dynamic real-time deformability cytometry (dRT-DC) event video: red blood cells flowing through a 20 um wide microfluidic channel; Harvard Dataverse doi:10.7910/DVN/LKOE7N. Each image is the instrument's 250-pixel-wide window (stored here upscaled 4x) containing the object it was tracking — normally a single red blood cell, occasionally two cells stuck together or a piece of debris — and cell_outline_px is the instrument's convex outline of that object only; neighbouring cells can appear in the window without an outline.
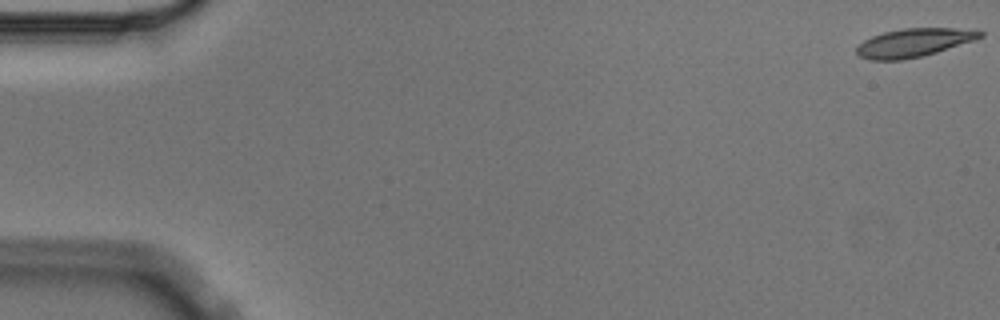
{"species": "Egyptian fruit bat (a non-hibernating species)", "species_latin": "Rousettus aegyptiacus", "temperature_condition": "cold", "stored_images_in_passage": 6, "segment_of_instrument_passage": [1, 2], "camera_frame_rate_fps": 3000, "um_per_image_px": 0.085, "animal": {"sex": "male"}, "frame": {"image": 1, "passage_image": 1, "time_ms": 0.0, "image_size_px": [1000, 320], "cell_outline_px": [[984, 36], [976, 40], [924, 56], [900, 60], [872, 60], [860, 56], [856, 52], [856, 48], [864, 40], [872, 36], [884, 32], [904, 28], [956, 28], [984, 32]], "centroid_in_image_um": [77.69, 3.63], "position_along_channel_um": 7.3, "area_um2": 20.4}}
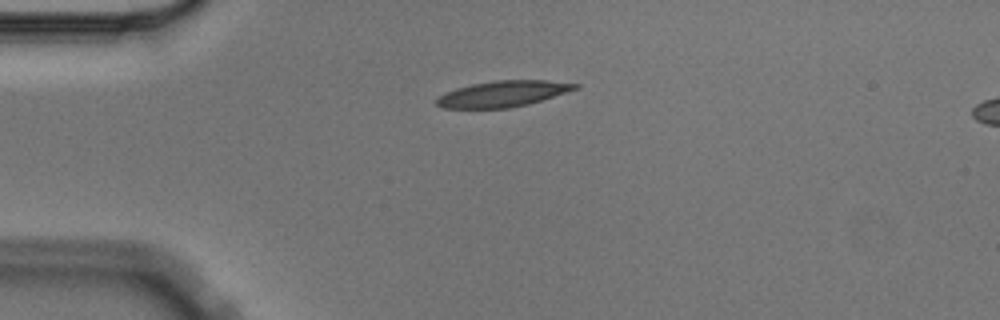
{"frame": {"image": 2, "passage_image": 4, "time_ms": 1.0, "image_size_px": [1000, 320], "cell_outline_px": [[580, 88], [528, 104], [512, 108], [444, 108], [436, 104], [436, 100], [440, 96], [456, 88], [472, 84], [496, 80], [548, 80], [580, 84]], "centroid_in_image_um": [42.79, 7.97], "position_along_channel_um": 42.2, "area_um2": 20.87}}